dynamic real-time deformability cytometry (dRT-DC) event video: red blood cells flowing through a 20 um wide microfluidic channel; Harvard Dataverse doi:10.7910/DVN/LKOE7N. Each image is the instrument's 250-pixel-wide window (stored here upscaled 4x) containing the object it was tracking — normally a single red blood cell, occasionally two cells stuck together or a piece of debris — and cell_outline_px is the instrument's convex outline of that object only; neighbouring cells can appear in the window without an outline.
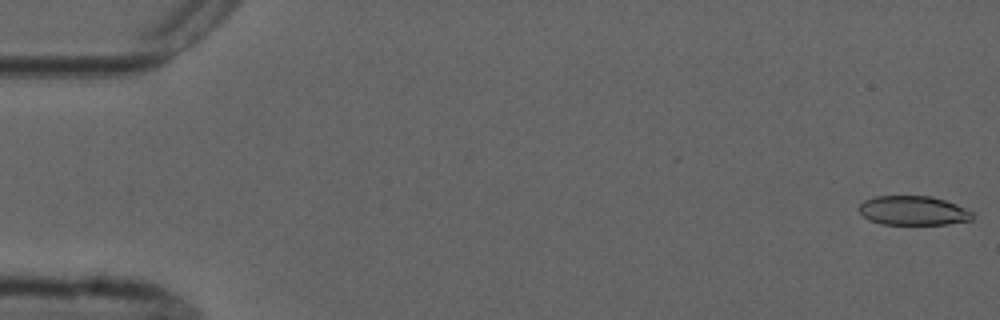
{"species": "common noctule bat (a hibernating species)", "species_latin": "Nyctalus noctula", "temperature_condition": "cold", "stored_images_in_passage": 5, "camera_frame_rate_fps": 3000, "um_per_image_px": 0.085, "animal": {"sex": "male", "forearm_length_mm": 52.5}, "frame": {"image": 1, "passage_image": 1, "time_ms": 0.0, "image_size_px": [1000, 320], "cell_outline_px": [[972, 220], [948, 224], [884, 224], [868, 220], [856, 208], [864, 200], [872, 196], [932, 196], [956, 204], [972, 212]], "centroid_in_image_um": [77.58, 17.89], "position_along_channel_um": 7.4, "area_um2": 19.36}}
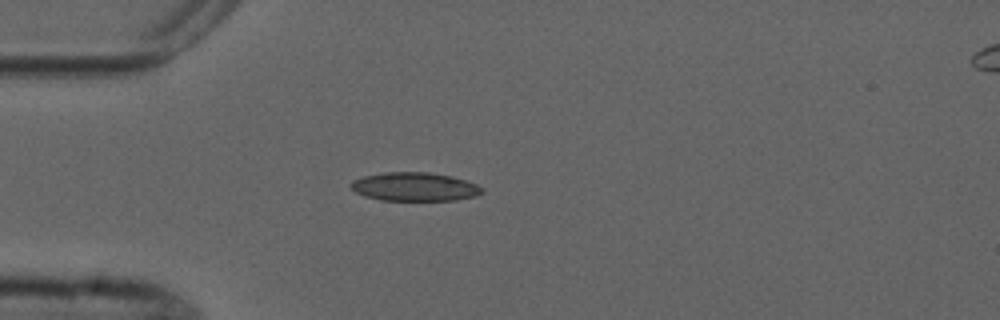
{"frame": {"image": 2, "passage_image": 5, "time_ms": 4.667, "image_size_px": [1000, 320], "cell_outline_px": [[484, 192], [476, 196], [456, 200], [380, 200], [364, 196], [356, 192], [352, 188], [352, 180], [364, 176], [384, 172], [428, 172], [452, 176], [476, 184], [484, 188]], "centroid_in_image_um": [35.27, 15.87], "position_along_channel_um": 49.7, "area_um2": 21.85}}